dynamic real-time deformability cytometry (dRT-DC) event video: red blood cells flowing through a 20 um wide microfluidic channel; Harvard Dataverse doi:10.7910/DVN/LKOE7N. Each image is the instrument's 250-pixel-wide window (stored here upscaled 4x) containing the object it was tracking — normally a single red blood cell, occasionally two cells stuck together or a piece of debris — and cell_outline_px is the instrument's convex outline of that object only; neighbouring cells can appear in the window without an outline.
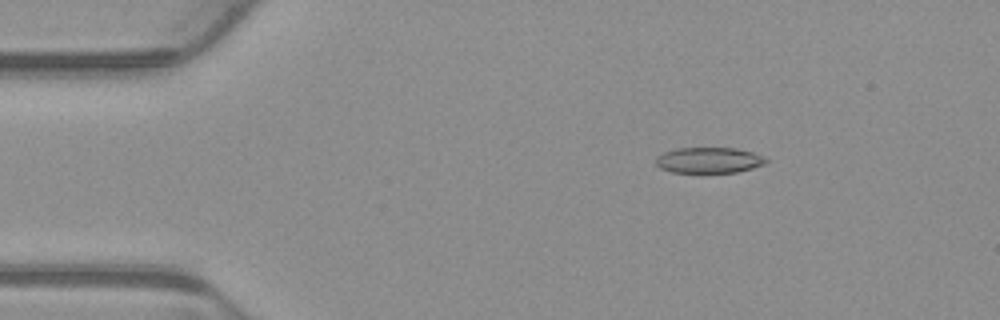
{"species": "common noctule bat (a hibernating species)", "species_latin": "Nyctalus noctula", "temperature_condition": "warm", "stored_images_in_passage": 3, "camera_frame_rate_fps": 3000, "um_per_image_px": 0.085, "animal": {"sex": "male", "body_mass_g": 23.1, "forearm_length_mm": 52.7}, "frame": {"image": 1, "passage_image": 2, "time_ms": 0.333, "image_size_px": [1000, 320], "cell_outline_px": [[768, 164], [736, 172], [700, 176], [672, 172], [660, 168], [656, 164], [656, 156], [664, 152], [676, 148], [736, 148], [752, 152], [764, 156], [768, 160]], "centroid_in_image_um": [60.25, 13.67], "position_along_channel_um": 24.7, "area_um2": 17.51}}